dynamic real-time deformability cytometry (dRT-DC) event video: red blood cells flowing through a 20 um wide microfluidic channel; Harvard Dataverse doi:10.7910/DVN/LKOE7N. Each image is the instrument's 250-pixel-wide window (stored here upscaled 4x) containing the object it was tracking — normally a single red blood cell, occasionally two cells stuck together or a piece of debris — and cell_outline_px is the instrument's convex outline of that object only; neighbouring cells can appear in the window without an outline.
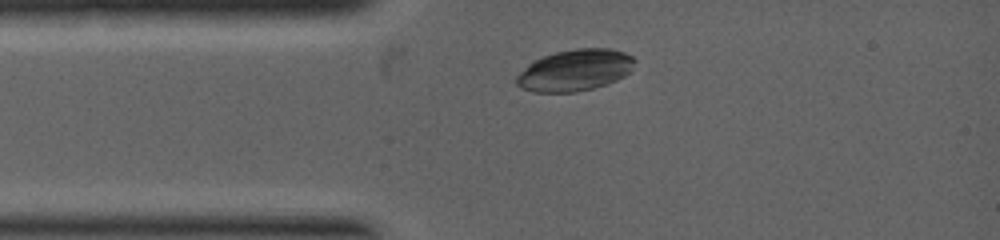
{"species": "common noctule bat (a hibernating species)", "species_latin": "Nyctalus noctula", "temperature_condition": "warm", "stored_images_in_passage": 29, "camera_frame_rate_fps": 5000, "um_per_image_px": 0.085, "animal": {"sex": "female", "body_mass_g": 19.0, "forearm_length_mm": 53.3}, "frame": {"image": 1, "passage_image": 1, "time_ms": 0.0, "image_size_px": [1000, 240], "cell_outline_px": [[636, 60], [628, 72], [624, 76], [616, 80], [592, 88], [576, 92], [532, 92], [520, 88], [516, 84], [516, 76], [528, 64], [544, 56], [556, 52], [576, 48], [608, 48], [624, 52], [632, 56]], "centroid_in_image_um": [48.85, 5.97], "position_along_channel_um": 36.2, "area_um2": 28.38}}
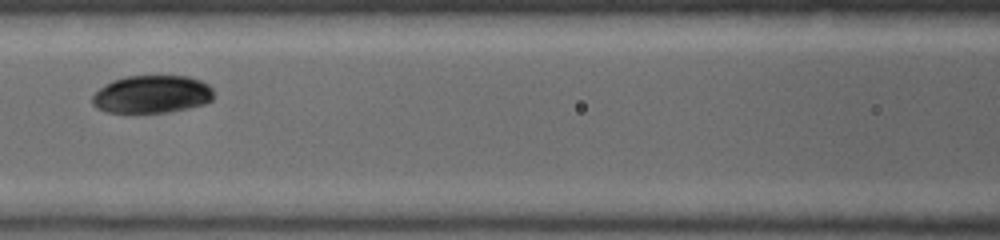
{"frame": {"image": 2, "passage_image": 10, "time_ms": 1.8, "image_size_px": [1000, 240], "cell_outline_px": [[212, 100], [204, 104], [188, 108], [168, 112], [104, 112], [96, 108], [92, 104], [92, 96], [104, 84], [112, 80], [124, 76], [188, 76], [200, 80], [208, 84], [212, 88]], "centroid_in_image_um": [12.89, 8.01], "position_along_channel_um": 153.7, "area_um2": 26.82}}
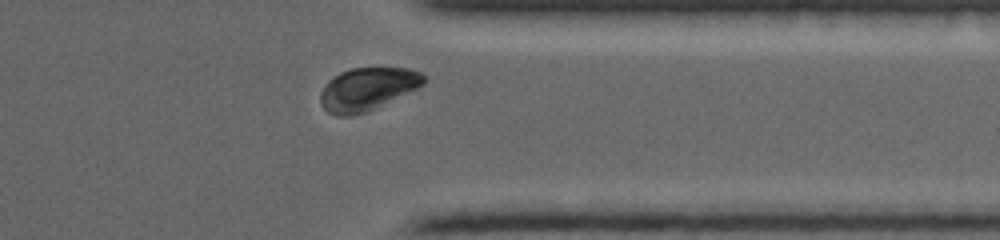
{"frame": {"image": 3, "passage_image": 26, "time_ms": 5.0, "image_size_px": [1000, 240], "cell_outline_px": [[428, 80], [424, 84], [368, 112], [348, 116], [336, 116], [328, 112], [320, 104], [320, 92], [324, 84], [328, 80], [340, 72], [352, 68], [408, 68], [420, 72]], "centroid_in_image_um": [31.2, 7.57], "position_along_channel_um": 380.2, "area_um2": 25.84}}